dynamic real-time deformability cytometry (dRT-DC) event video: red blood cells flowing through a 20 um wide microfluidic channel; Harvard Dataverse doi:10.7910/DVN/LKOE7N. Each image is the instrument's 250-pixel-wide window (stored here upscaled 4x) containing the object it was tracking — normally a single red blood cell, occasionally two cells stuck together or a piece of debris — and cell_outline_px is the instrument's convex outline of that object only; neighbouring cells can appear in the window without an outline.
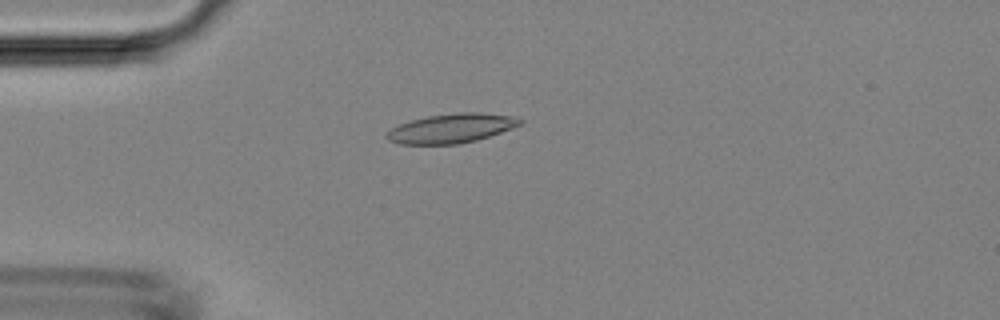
{"species": "Egyptian fruit bat (a non-hibernating species)", "species_latin": "Rousettus aegyptiacus", "temperature_condition": "room temperature", "stored_images_in_passage": 44, "camera_frame_rate_fps": 3000, "um_per_image_px": 0.085, "animal": {"sex": "female"}, "frame": {"image": 1, "passage_image": 9, "time_ms": 2.667, "image_size_px": [1000, 320], "cell_outline_px": [[524, 120], [520, 124], [512, 128], [476, 140], [460, 144], [400, 144], [388, 140], [384, 136], [392, 128], [400, 124], [412, 120], [428, 116], [456, 112], [480, 112], [512, 116]], "centroid_in_image_um": [38.36, 10.9], "position_along_channel_um": 46.6, "area_um2": 22.6}}
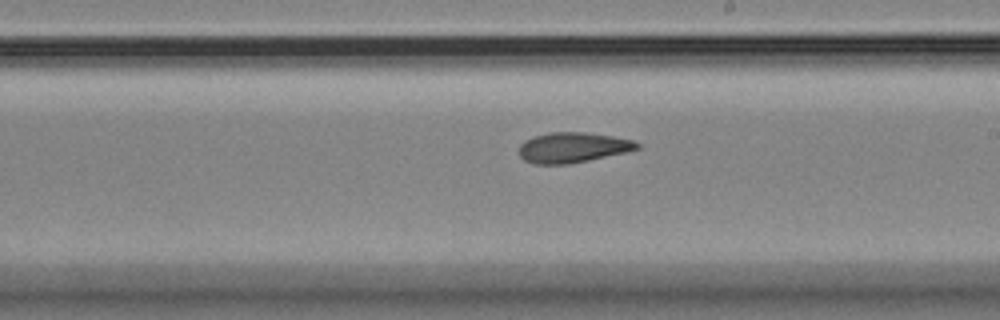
{"frame": {"image": 2, "passage_image": 24, "time_ms": 7.667, "image_size_px": [1000, 320], "cell_outline_px": [[640, 148], [628, 152], [568, 164], [536, 164], [524, 160], [520, 156], [520, 144], [524, 140], [532, 136], [552, 132], [584, 132], [612, 136], [636, 140], [640, 144]], "centroid_in_image_um": [48.71, 12.53], "position_along_channel_um": 240.3, "area_um2": 20.92}}
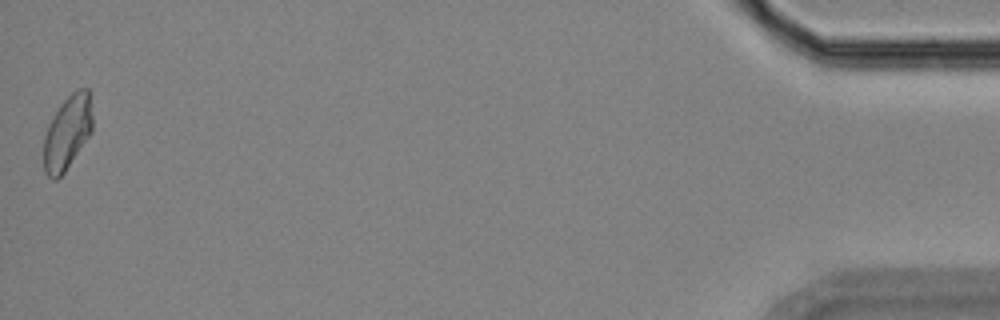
{"frame": {"image": 3, "passage_image": 44, "time_ms": 14.333, "image_size_px": [1000, 320], "cell_outline_px": [[92, 132], [64, 172], [56, 180], [52, 180], [44, 172], [44, 136], [48, 124], [60, 104], [72, 92], [80, 88], [88, 88], [92, 116]], "centroid_in_image_um": [5.71, 11.27], "position_along_channel_um": 429.5, "area_um2": 20.92}}